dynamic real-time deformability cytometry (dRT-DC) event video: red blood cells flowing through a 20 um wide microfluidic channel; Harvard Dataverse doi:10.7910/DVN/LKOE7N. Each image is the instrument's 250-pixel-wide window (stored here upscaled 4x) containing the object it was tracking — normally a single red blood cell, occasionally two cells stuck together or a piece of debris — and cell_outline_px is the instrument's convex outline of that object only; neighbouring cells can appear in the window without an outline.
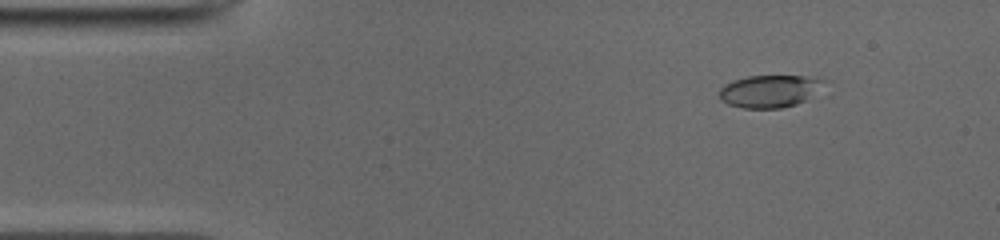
{"species": "common noctule bat (a hibernating species)", "species_latin": "Nyctalus noctula", "temperature_condition": "cold", "stored_images_in_passage": 50, "camera_frame_rate_fps": 3000, "um_per_image_px": 0.085, "animal": {"sex": "male", "body_mass_g": 19.0, "forearm_length_mm": 50.8}, "frame": {"image": 1, "passage_image": 6, "time_ms": 1.667, "image_size_px": [1000, 240], "cell_outline_px": [[832, 80], [804, 100], [796, 104], [780, 108], [744, 108], [728, 104], [720, 100], [720, 88], [724, 84], [748, 76], [804, 76]], "centroid_in_image_um": [65.45, 7.74], "position_along_channel_um": 19.6, "area_um2": 19.71}}
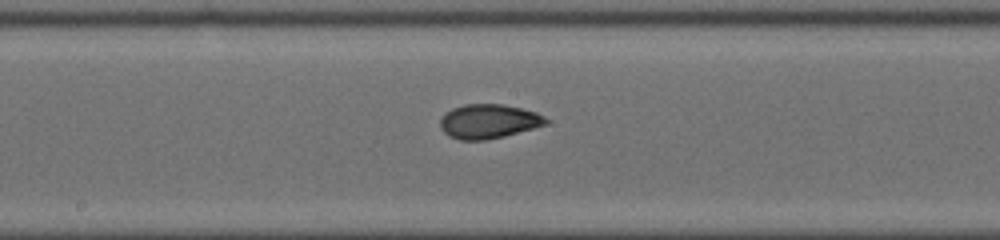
{"frame": {"image": 2, "passage_image": 26, "time_ms": 8.333, "image_size_px": [1000, 240], "cell_outline_px": [[548, 124], [504, 136], [484, 140], [460, 140], [448, 136], [440, 128], [440, 120], [452, 108], [464, 104], [504, 104], [536, 112], [544, 116], [548, 120]], "centroid_in_image_um": [41.53, 10.31], "position_along_channel_um": 206.7, "area_um2": 21.04}}
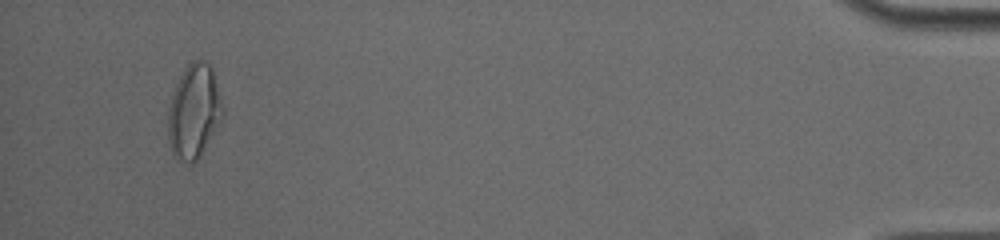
{"frame": {"image": 3, "passage_image": 48, "time_ms": 15.667, "image_size_px": [1000, 240], "cell_outline_px": [[224, 116], [220, 124], [200, 156], [196, 160], [180, 160], [172, 152], [168, 136], [168, 108], [176, 84], [188, 60], [204, 60], [212, 68], [224, 108]], "centroid_in_image_um": [16.51, 9.42], "position_along_channel_um": 418.7, "area_um2": 29.88}, "authors_computed_cell_mechanics": {"area_um2": 20.6057, "velocity_mm_per_s": 3.9594, "shape_relaxation_time_tau1_ms": null, "shape_relaxation_time_tau2_ms": 1.1447, "deformation_change_tau1": null, "deformation_change_tau2": 0.0567}}